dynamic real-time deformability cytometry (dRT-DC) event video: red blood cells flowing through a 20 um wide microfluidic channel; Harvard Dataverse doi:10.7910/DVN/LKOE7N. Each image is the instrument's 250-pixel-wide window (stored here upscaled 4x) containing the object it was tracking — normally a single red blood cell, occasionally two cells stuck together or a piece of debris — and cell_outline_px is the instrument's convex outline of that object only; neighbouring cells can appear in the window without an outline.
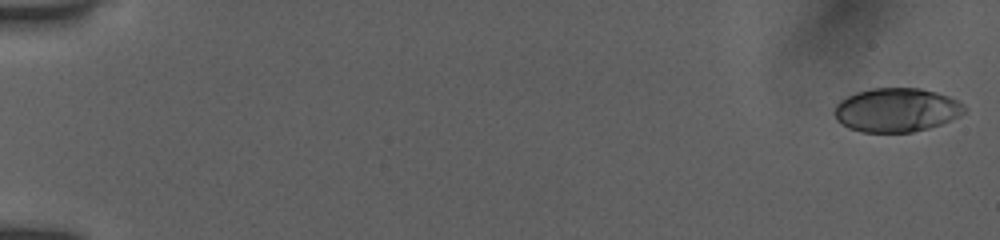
{"species": "human", "species_latin": "Homo sapiens", "temperature_condition": "room temperature", "stored_images_in_passage": 53, "camera_frame_rate_fps": 3000, "um_per_image_px": 0.085, "donor": {"sex": "female"}, "frame": {"image": 1, "passage_image": 1, "time_ms": 0.0, "image_size_px": [1000, 240], "cell_outline_px": [[964, 112], [960, 116], [940, 124], [928, 128], [912, 132], [860, 132], [848, 128], [840, 124], [836, 120], [832, 112], [836, 104], [840, 100], [856, 92], [872, 88], [920, 88], [936, 92], [948, 96], [964, 104]], "centroid_in_image_um": [76.15, 9.35], "position_along_channel_um": 8.9, "area_um2": 33.41}}
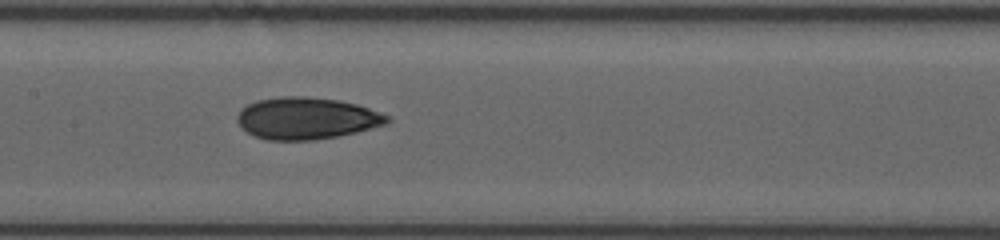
{"frame": {"image": 2, "passage_image": 28, "time_ms": 9.0, "image_size_px": [1000, 240], "cell_outline_px": [[392, 120], [388, 124], [356, 132], [336, 136], [312, 140], [268, 140], [256, 136], [240, 128], [236, 120], [236, 116], [248, 104], [256, 100], [280, 96], [308, 96], [336, 100], [356, 104], [368, 108], [388, 116]], "centroid_in_image_um": [26.04, 10.05], "position_along_channel_um": 181.4, "area_um2": 36.53}}
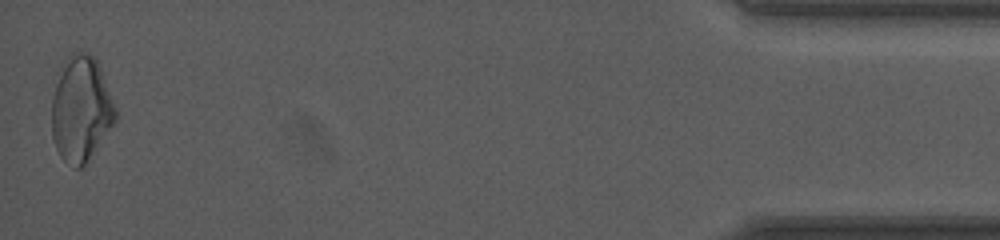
{"frame": {"image": 3, "passage_image": 53, "time_ms": 17.333, "image_size_px": [1000, 240], "cell_outline_px": [[116, 120], [84, 164], [80, 168], [76, 168], [64, 160], [60, 156], [56, 148], [52, 136], [52, 100], [56, 72], [60, 64], [72, 52], [88, 52], [96, 60], [100, 68], [116, 108]], "centroid_in_image_um": [6.84, 9.21], "position_along_channel_um": 428.4, "area_um2": 39.02}, "authors_computed_cell_mechanics": {"area_um2": 35.3736, "velocity_mm_per_s": 3.9289, "shape_relaxation_time_tau1_ms": 10.2889, "shape_relaxation_time_tau2_ms": 2.4727, "deformation_change_tau1": 0.196, "deformation_change_tau2": 0.0793}}